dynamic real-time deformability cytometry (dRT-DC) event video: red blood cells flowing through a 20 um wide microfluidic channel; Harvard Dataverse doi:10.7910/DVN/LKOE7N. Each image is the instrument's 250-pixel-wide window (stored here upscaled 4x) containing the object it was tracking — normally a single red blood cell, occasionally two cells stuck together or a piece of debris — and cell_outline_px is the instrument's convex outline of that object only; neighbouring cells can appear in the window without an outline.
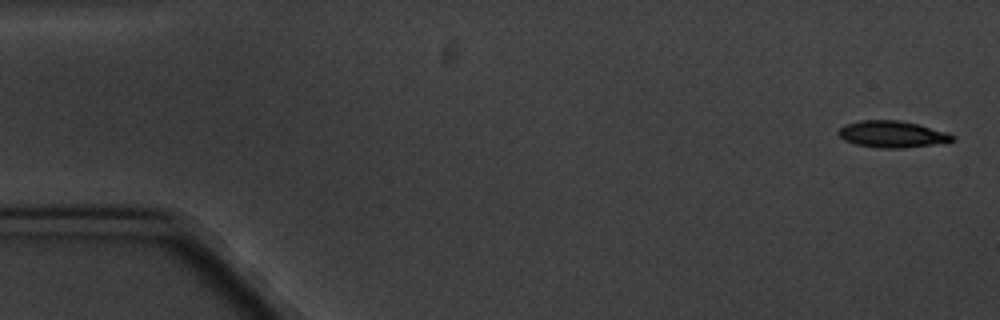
{"species": "common noctule bat (a hibernating species)", "species_latin": "Nyctalus noctula", "temperature_condition": "cold", "stored_images_in_passage": 10, "camera_frame_rate_fps": 3000, "um_per_image_px": 0.085, "animal": {"sex": "male", "body_mass_g": 20.1, "forearm_length_mm": 53.5}, "frame": {"image": 1, "passage_image": 1, "time_ms": 0.0, "image_size_px": [1000, 320], "cell_outline_px": [[956, 140], [948, 144], [900, 148], [880, 148], [856, 144], [844, 140], [836, 132], [844, 124], [860, 120], [900, 120], [920, 124], [948, 132], [956, 136]], "centroid_in_image_um": [75.93, 11.41], "position_along_channel_um": 9.1, "area_um2": 18.26}}
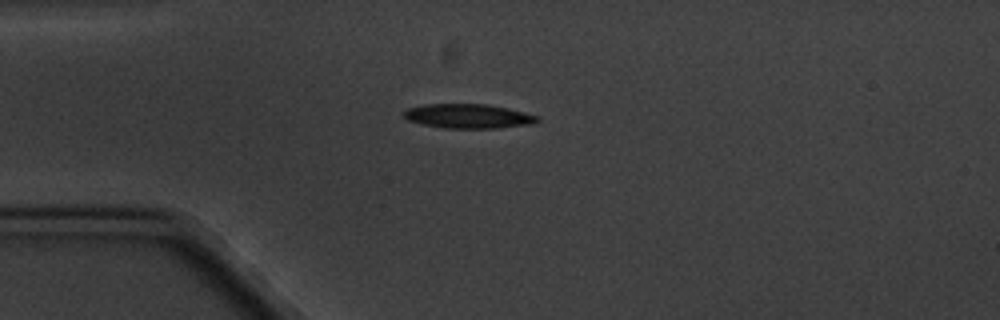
{"frame": {"image": 2, "passage_image": 4, "time_ms": 4.333, "image_size_px": [1000, 320], "cell_outline_px": [[540, 120], [536, 124], [496, 128], [440, 128], [420, 124], [408, 120], [404, 116], [404, 112], [408, 108], [424, 104], [484, 104], [508, 108], [540, 116]], "centroid_in_image_um": [39.84, 9.88], "position_along_channel_um": 45.2, "area_um2": 19.13}}
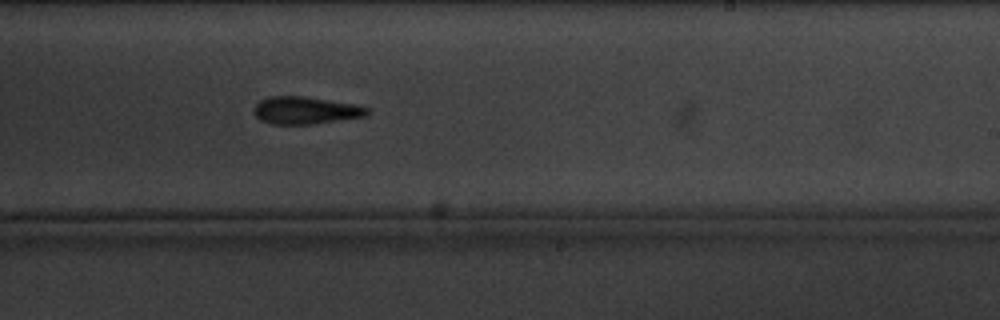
{"frame": {"image": 3, "passage_image": 10, "time_ms": 11.333, "image_size_px": [1000, 320], "cell_outline_px": [[372, 108], [368, 116], [308, 124], [272, 124], [260, 120], [252, 112], [252, 108], [260, 100], [268, 96], [304, 96], [356, 104]], "centroid_in_image_um": [25.98, 9.37], "position_along_channel_um": 263.0, "area_um2": 18.32}}